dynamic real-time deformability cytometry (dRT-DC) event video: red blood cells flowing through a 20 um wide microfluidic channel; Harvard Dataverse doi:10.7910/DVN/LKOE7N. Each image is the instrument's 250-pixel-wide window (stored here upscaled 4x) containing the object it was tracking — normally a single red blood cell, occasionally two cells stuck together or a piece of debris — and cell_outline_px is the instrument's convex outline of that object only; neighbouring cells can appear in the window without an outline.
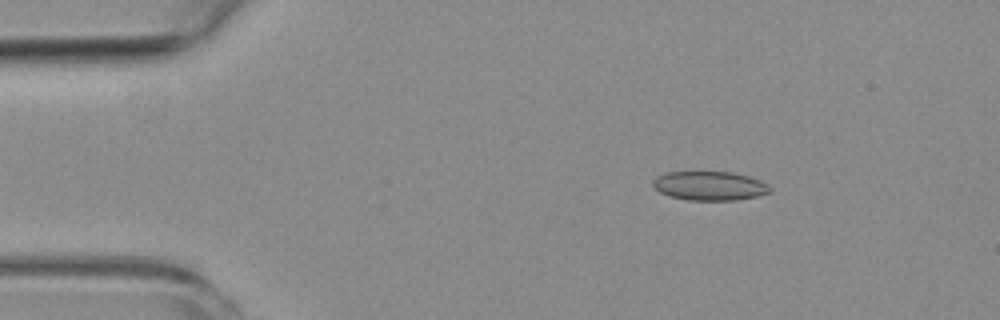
{"species": "common noctule bat (a hibernating species)", "species_latin": "Nyctalus noctula", "temperature_condition": "room temperature", "stored_images_in_passage": 46, "camera_frame_rate_fps": 3000, "um_per_image_px": 0.085, "animal": {"sex": "female", "body_mass_g": 19.3, "forearm_length_mm": 54.1}, "frame": {"image": 1, "passage_image": 1, "time_ms": 0.0, "image_size_px": [1000, 320], "cell_outline_px": [[772, 192], [756, 196], [736, 200], [688, 200], [668, 196], [660, 192], [652, 184], [652, 180], [656, 176], [664, 172], [732, 172], [748, 176], [760, 180], [768, 184], [772, 188]], "centroid_in_image_um": [60.32, 15.79], "position_along_channel_um": 24.7, "area_um2": 19.94}}
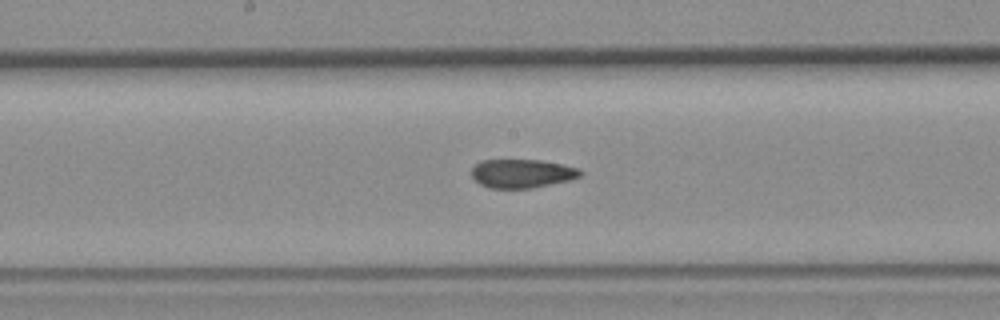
{"frame": {"image": 2, "passage_image": 20, "time_ms": 6.333, "image_size_px": [1000, 320], "cell_outline_px": [[584, 172], [580, 176], [572, 180], [532, 188], [488, 188], [480, 184], [472, 176], [472, 168], [480, 160], [540, 160], [580, 168]], "centroid_in_image_um": [44.4, 14.75], "position_along_channel_um": 203.8, "area_um2": 18.26}}
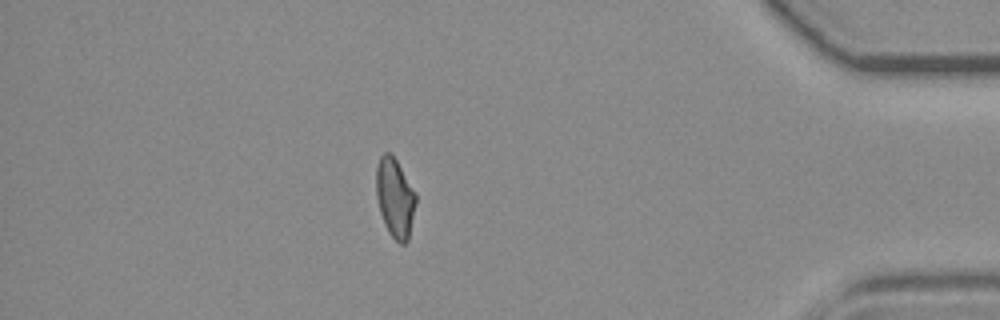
{"frame": {"image": 3, "passage_image": 39, "time_ms": 12.667, "image_size_px": [1000, 320], "cell_outline_px": [[416, 204], [408, 240], [404, 244], [400, 244], [388, 232], [384, 224], [380, 212], [376, 196], [376, 168], [380, 156], [384, 152], [388, 152], [396, 160], [416, 192]], "centroid_in_image_um": [33.57, 16.82], "position_along_channel_um": 401.6, "area_um2": 18.32}, "authors_computed_cell_mechanics": {"area_um2": 19.0162, "velocity_mm_per_s": 3.8537, "shape_relaxation_time_tau1_ms": null, "shape_relaxation_time_tau2_ms": 2.5113, "deformation_change_tau1": null, "deformation_change_tau2": 0.0777}}